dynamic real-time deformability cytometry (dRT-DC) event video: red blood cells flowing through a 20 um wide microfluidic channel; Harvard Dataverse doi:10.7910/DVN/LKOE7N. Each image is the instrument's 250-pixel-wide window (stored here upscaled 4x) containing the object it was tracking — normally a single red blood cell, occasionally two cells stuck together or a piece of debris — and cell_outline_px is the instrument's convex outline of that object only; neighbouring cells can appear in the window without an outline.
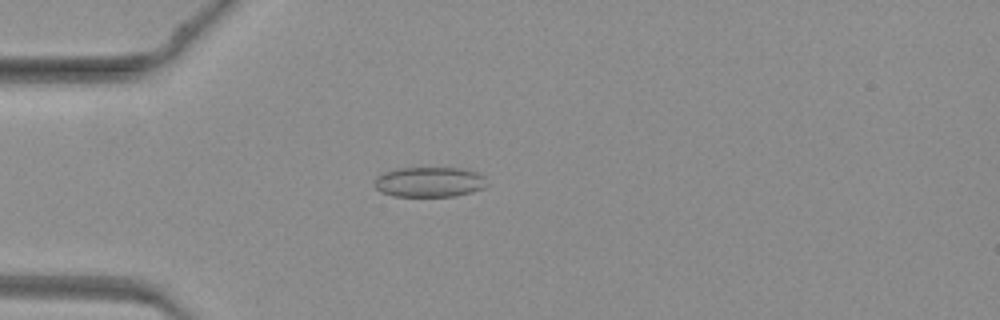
{"species": "common noctule bat (a hibernating species)", "species_latin": "Nyctalus noctula", "temperature_condition": "warm", "stored_images_in_passage": 38, "camera_frame_rate_fps": 3000, "um_per_image_px": 0.085, "animal": {"sex": "female", "body_mass_g": 19.3, "forearm_length_mm": 54.1}, "frame": {"image": 1, "passage_image": 5, "time_ms": 1.333, "image_size_px": [1000, 320], "cell_outline_px": [[488, 184], [484, 188], [472, 192], [456, 196], [392, 196], [380, 192], [376, 188], [376, 176], [384, 172], [400, 168], [464, 168], [476, 172], [484, 176]], "centroid_in_image_um": [36.53, 15.47], "position_along_channel_um": 48.5, "area_um2": 19.83}}
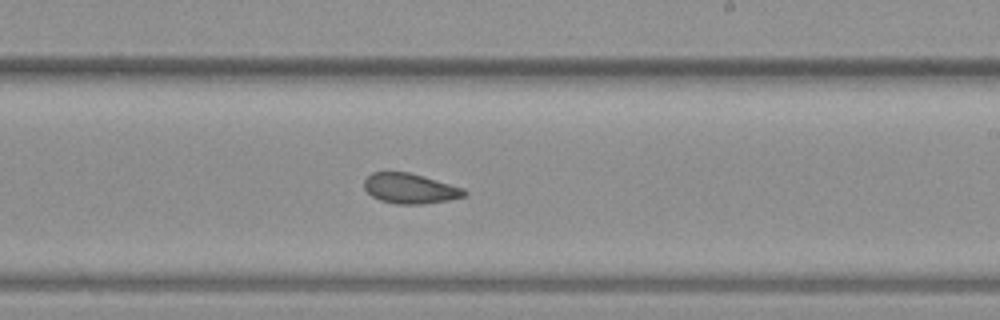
{"frame": {"image": 2, "passage_image": 20, "time_ms": 6.333, "image_size_px": [1000, 320], "cell_outline_px": [[468, 196], [448, 200], [424, 204], [396, 204], [380, 200], [372, 196], [364, 188], [364, 180], [372, 172], [408, 172], [424, 176], [464, 188], [468, 192]], "centroid_in_image_um": [34.89, 16.02], "position_along_channel_um": 254.1, "area_um2": 17.69}}
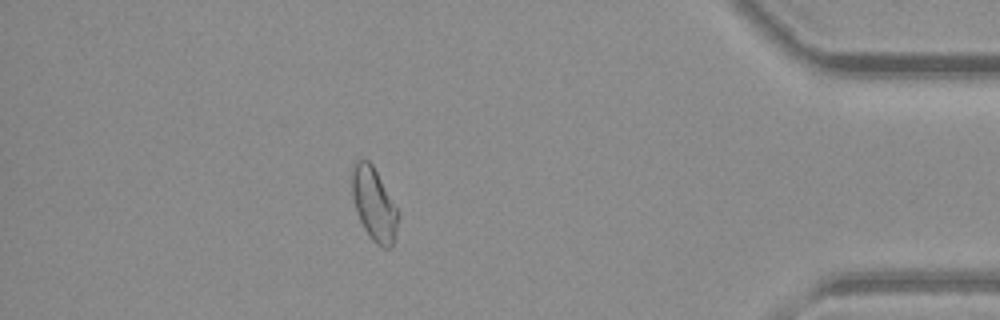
{"frame": {"image": 3, "passage_image": 33, "time_ms": 10.667, "image_size_px": [1000, 320], "cell_outline_px": [[400, 212], [396, 232], [392, 248], [384, 248], [376, 244], [368, 236], [356, 212], [352, 196], [352, 164], [356, 160], [368, 160], [372, 164]], "centroid_in_image_um": [31.8, 17.38], "position_along_channel_um": 403.4, "area_um2": 19.83}}